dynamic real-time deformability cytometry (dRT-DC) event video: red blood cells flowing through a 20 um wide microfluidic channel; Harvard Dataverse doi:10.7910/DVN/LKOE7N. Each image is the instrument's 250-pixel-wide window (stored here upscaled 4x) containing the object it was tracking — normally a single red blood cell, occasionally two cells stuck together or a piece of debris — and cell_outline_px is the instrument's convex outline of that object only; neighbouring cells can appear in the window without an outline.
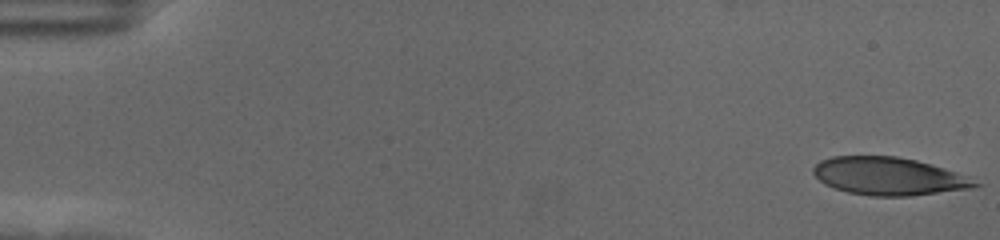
{"species": "human", "species_latin": "Homo sapiens", "temperature_condition": "cold", "stored_images_in_passage": 57, "camera_frame_rate_fps": 3000, "um_per_image_px": 0.085, "donor": {"sex": "female"}, "frame": {"image": 1, "passage_image": 1, "time_ms": 0.0, "image_size_px": [1000, 240], "cell_outline_px": [[984, 184], [972, 188], [912, 196], [872, 196], [848, 192], [824, 184], [812, 172], [812, 168], [820, 160], [832, 156], [896, 156], [916, 160], [976, 176]], "centroid_in_image_um": [75.66, 14.98], "position_along_channel_um": 9.3, "area_um2": 36.3}}
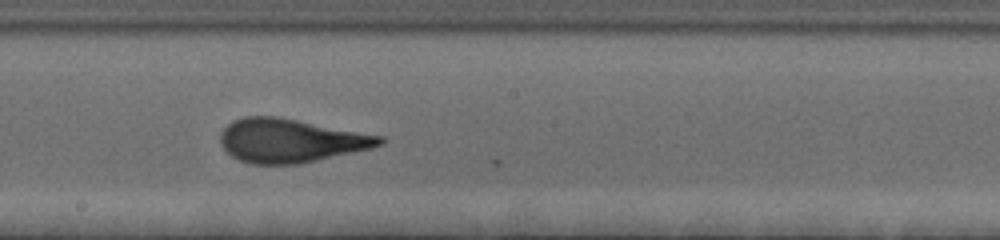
{"frame": {"image": 2, "passage_image": 32, "time_ms": 10.333, "image_size_px": [1000, 240], "cell_outline_px": [[388, 140], [384, 144], [372, 148], [300, 164], [252, 164], [240, 160], [232, 156], [220, 144], [220, 132], [232, 120], [244, 116], [276, 116], [384, 136]], "centroid_in_image_um": [24.72, 11.95], "position_along_channel_um": 223.5, "area_um2": 40.69}}
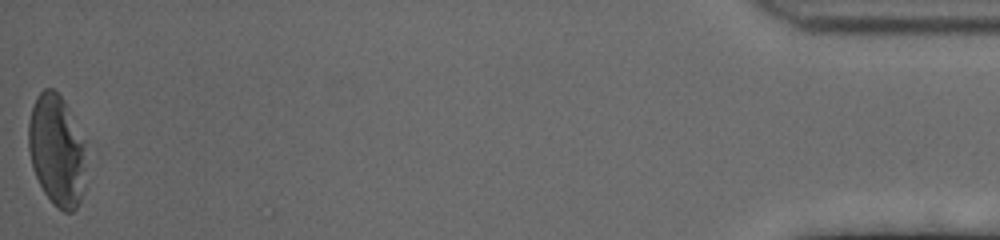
{"frame": {"image": 3, "passage_image": 57, "time_ms": 18.667, "image_size_px": [1000, 240], "cell_outline_px": [[84, 168], [80, 200], [76, 208], [72, 212], [64, 212], [52, 204], [44, 192], [32, 168], [28, 148], [28, 120], [36, 96], [44, 88], [52, 88], [64, 100], [84, 140]], "centroid_in_image_um": [4.78, 12.77], "position_along_channel_um": 430.4, "area_um2": 37.05}, "authors_computed_cell_mechanics": {"area_um2": 39.0728, "velocity_mm_per_s": 3.529, "shape_relaxation_time_tau1_ms": 6.905, "shape_relaxation_time_tau2_ms": 1.2215, "deformation_change_tau1": 0.2467, "deformation_change_tau2": 0.0832}}